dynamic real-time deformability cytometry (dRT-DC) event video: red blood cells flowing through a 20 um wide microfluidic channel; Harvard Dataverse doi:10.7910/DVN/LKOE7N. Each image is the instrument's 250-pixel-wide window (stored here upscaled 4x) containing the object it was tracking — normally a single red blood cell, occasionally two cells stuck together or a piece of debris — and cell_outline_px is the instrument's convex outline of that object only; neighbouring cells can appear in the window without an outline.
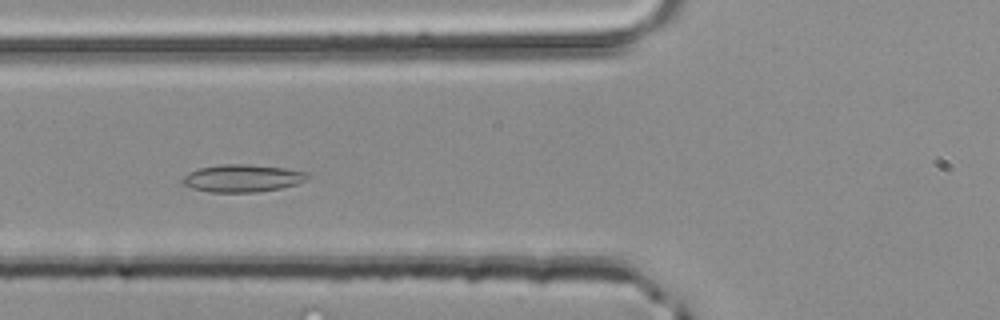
{"species": "common noctule bat (a hibernating species)", "species_latin": "Nyctalus noctula", "temperature_condition": "room temperature", "stored_images_in_passage": 47, "camera_frame_rate_fps": 3000, "um_per_image_px": 0.085, "animal": {"sex": "male", "body_mass_g": 20.4}, "frame": {"image": 1, "passage_image": 16, "time_ms": 5.0, "image_size_px": [1000, 320], "cell_outline_px": [[312, 176], [296, 184], [280, 188], [256, 192], [208, 192], [192, 188], [184, 184], [184, 176], [188, 172], [200, 168], [220, 164], [248, 164], [284, 168], [308, 172]], "centroid_in_image_um": [20.63, 15.14], "position_along_channel_um": 105.2, "area_um2": 19.94}}
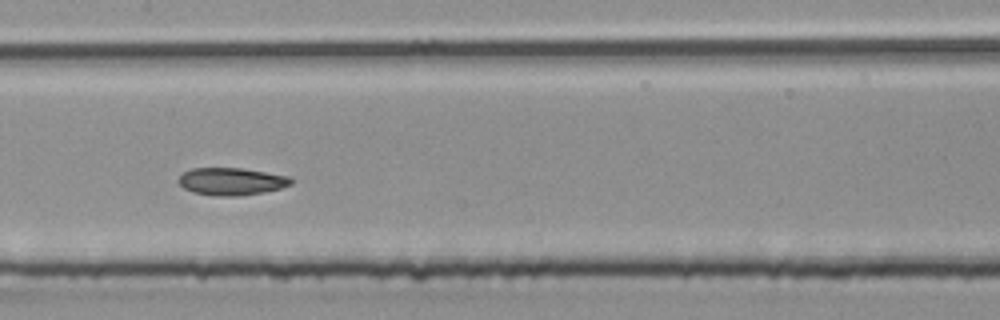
{"frame": {"image": 2, "passage_image": 22, "time_ms": 7.0, "image_size_px": [1000, 320], "cell_outline_px": [[296, 180], [292, 184], [280, 188], [264, 192], [240, 196], [216, 196], [192, 192], [184, 188], [176, 180], [184, 172], [192, 168], [240, 168], [288, 176]], "centroid_in_image_um": [19.67, 15.43], "position_along_channel_um": 187.7, "area_um2": 18.03}}
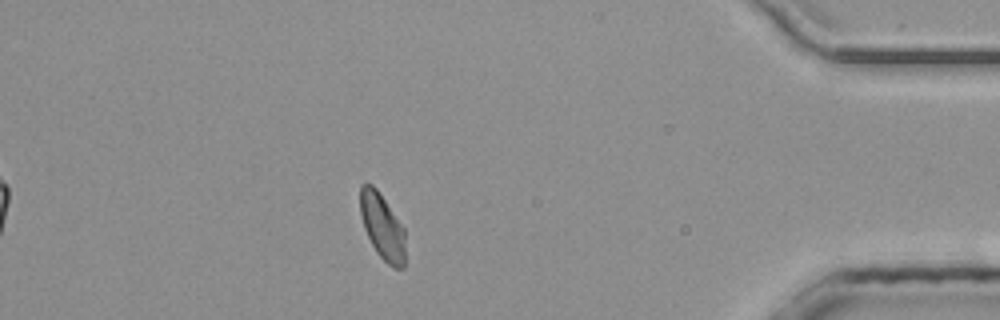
{"frame": {"image": 3, "passage_image": 41, "time_ms": 13.333, "image_size_px": [1000, 320], "cell_outline_px": [[404, 268], [392, 268], [376, 252], [364, 228], [360, 212], [360, 184], [372, 184], [376, 188], [404, 228]], "centroid_in_image_um": [32.48, 19.26], "position_along_channel_um": 402.7, "area_um2": 17.05}, "authors_computed_cell_mechanics": {"area_um2": 17.9758, "velocity_mm_per_s": 4.105, "shape_relaxation_time_tau1_ms": null, "shape_relaxation_time_tau2_ms": 2.9992, "deformation_change_tau1": null, "deformation_change_tau2": 0.0738}}